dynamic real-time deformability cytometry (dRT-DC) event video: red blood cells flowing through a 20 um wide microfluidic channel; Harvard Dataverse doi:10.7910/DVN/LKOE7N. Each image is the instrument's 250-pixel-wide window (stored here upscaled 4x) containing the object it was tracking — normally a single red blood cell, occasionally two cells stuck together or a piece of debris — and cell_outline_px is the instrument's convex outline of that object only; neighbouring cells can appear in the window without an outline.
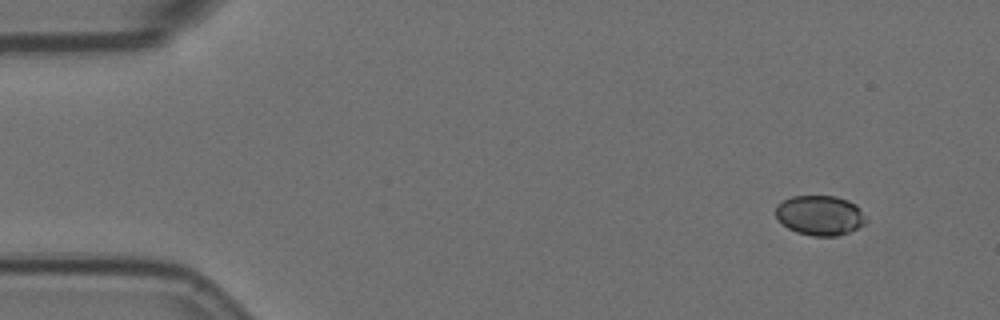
{"species": "Egyptian fruit bat (a non-hibernating species)", "species_latin": "Rousettus aegyptiacus", "temperature_condition": "room temperature", "stored_images_in_passage": 5, "camera_frame_rate_fps": 3000, "um_per_image_px": 0.085, "animal": {"sex": "female"}, "frame": {"image": 1, "passage_image": 1, "time_ms": 0.0, "image_size_px": [1000, 320], "cell_outline_px": [[868, 220], [864, 224], [848, 232], [836, 236], [812, 236], [796, 232], [788, 228], [776, 216], [776, 204], [792, 196], [836, 196], [848, 200], [856, 204]], "centroid_in_image_um": [69.7, 18.3], "position_along_channel_um": 15.3, "area_um2": 20.92}}
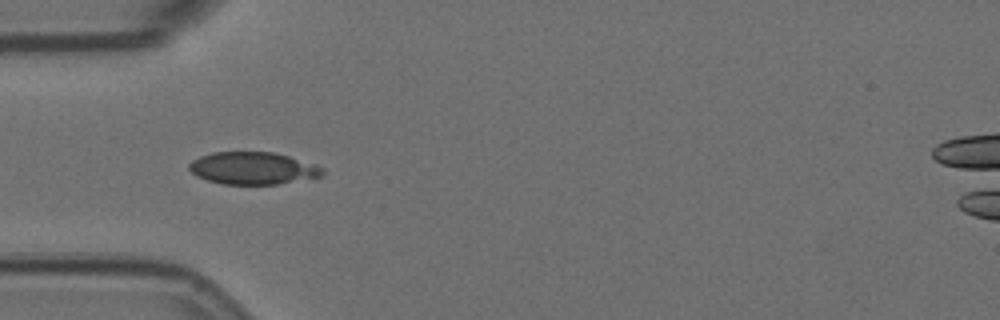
{"frame": {"image": 2, "passage_image": 4, "time_ms": 1.0, "image_size_px": [1000, 320], "cell_outline_px": [[324, 176], [276, 184], [220, 184], [196, 176], [188, 168], [188, 164], [192, 160], [200, 156], [212, 152], [272, 152], [288, 156], [316, 164], [324, 168]], "centroid_in_image_um": [21.49, 14.3], "position_along_channel_um": 63.5, "area_um2": 25.2}}
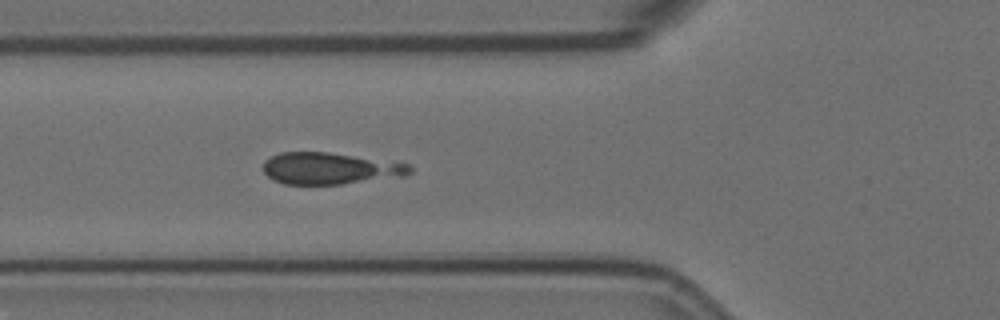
{"frame": {"image": 3, "passage_image": 5, "time_ms": 1.333, "image_size_px": [1000, 320], "cell_outline_px": [[412, 172], [404, 176], [340, 184], [284, 184], [272, 180], [264, 172], [264, 160], [280, 152], [328, 152], [408, 164], [412, 168]], "centroid_in_image_um": [28.01, 14.32], "position_along_channel_um": 97.8, "area_um2": 26.82}}